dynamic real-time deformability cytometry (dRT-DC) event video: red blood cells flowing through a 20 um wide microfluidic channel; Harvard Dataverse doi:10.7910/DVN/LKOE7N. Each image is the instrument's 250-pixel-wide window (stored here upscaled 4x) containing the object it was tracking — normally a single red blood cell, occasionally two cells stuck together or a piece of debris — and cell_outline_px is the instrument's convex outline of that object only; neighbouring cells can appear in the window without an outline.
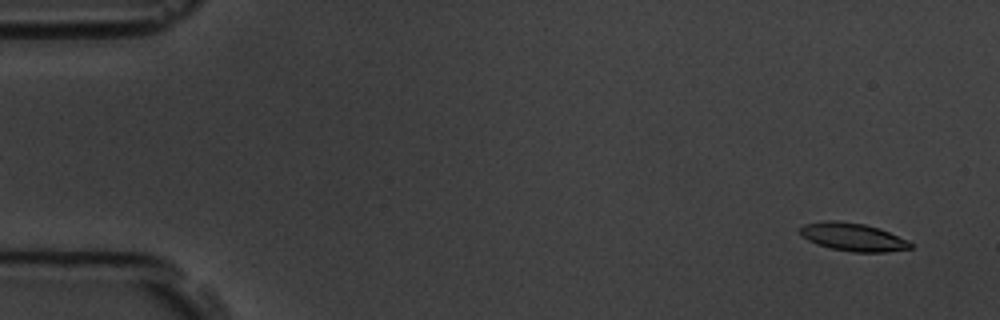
{"species": "common noctule bat (a hibernating species)", "species_latin": "Nyctalus noctula", "temperature_condition": "room temperature", "stored_images_in_passage": 4, "segment_of_instrument_passage": [2, 2], "camera_frame_rate_fps": 3000, "um_per_image_px": 0.085, "animal": {"sex": "male", "body_mass_g": 19.5, "forearm_length_mm": 54.6}, "frame": {"image": 1, "passage_image": 4, "time_ms": 4.333, "image_size_px": [1000, 320], "cell_outline_px": [[912, 248], [888, 252], [852, 252], [832, 248], [816, 244], [808, 240], [796, 228], [804, 224], [824, 220], [836, 220], [864, 224], [880, 228], [908, 240], [912, 244]], "centroid_in_image_um": [72.49, 20.14], "position_along_channel_um": 12.5, "area_um2": 18.15}}